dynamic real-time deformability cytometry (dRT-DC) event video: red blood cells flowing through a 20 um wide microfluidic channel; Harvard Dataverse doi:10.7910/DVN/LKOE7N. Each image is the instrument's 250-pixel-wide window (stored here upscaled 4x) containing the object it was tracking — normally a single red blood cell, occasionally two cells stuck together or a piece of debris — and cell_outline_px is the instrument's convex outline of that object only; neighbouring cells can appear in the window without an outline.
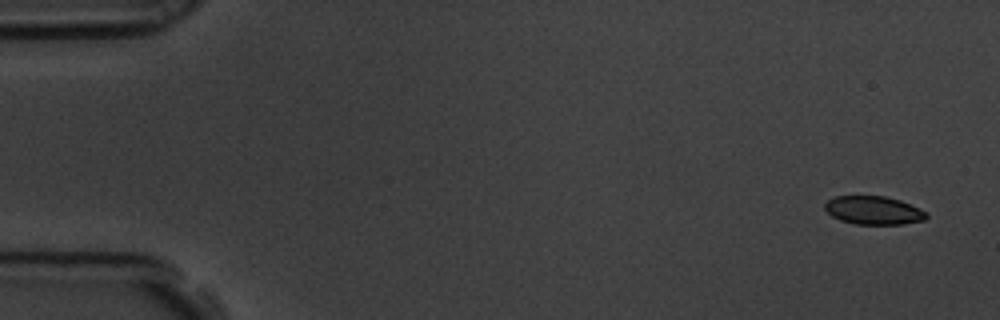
{"species": "common noctule bat (a hibernating species)", "species_latin": "Nyctalus noctula", "temperature_condition": "room temperature", "stored_images_in_passage": 5, "camera_frame_rate_fps": 3000, "um_per_image_px": 0.085, "animal": {"sex": "male", "body_mass_g": 19.5, "forearm_length_mm": 54.6}, "frame": {"image": 1, "passage_image": 1, "time_ms": 0.0, "image_size_px": [1000, 320], "cell_outline_px": [[928, 216], [924, 220], [904, 224], [856, 224], [840, 220], [832, 216], [824, 208], [824, 204], [828, 200], [836, 196], [884, 196], [900, 200], [920, 208], [928, 212]], "centroid_in_image_um": [74.28, 17.88], "position_along_channel_um": 10.7, "area_um2": 16.82}}
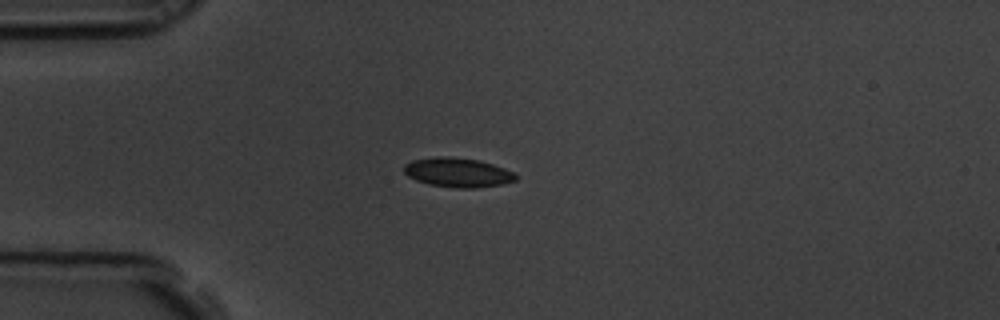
{"frame": {"image": 2, "passage_image": 5, "time_ms": 1.333, "image_size_px": [1000, 320], "cell_outline_px": [[516, 180], [504, 184], [476, 188], [456, 188], [428, 184], [416, 180], [408, 176], [404, 172], [404, 164], [412, 160], [436, 156], [452, 156], [480, 160], [504, 168], [512, 172], [516, 176]], "centroid_in_image_um": [38.89, 14.65], "position_along_channel_um": 46.1, "area_um2": 19.25}}